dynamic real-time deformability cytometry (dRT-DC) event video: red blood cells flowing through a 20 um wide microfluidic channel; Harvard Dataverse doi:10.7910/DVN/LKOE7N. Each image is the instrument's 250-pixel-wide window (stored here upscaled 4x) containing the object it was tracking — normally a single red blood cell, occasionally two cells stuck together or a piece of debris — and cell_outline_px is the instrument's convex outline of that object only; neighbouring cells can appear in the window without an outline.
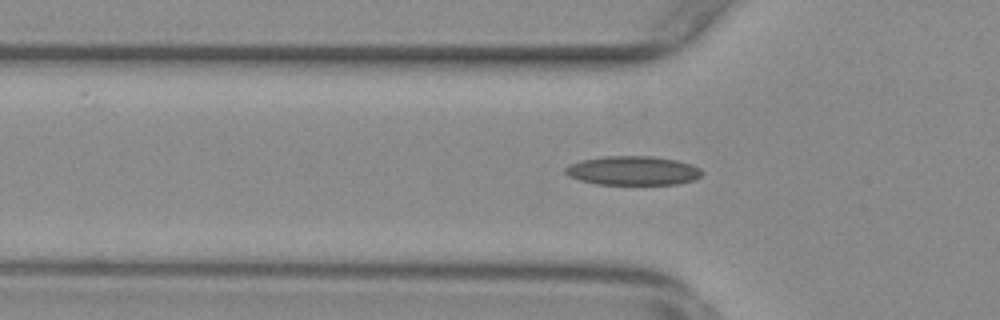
{"species": "common noctule bat (a hibernating species)", "species_latin": "Nyctalus noctula", "temperature_condition": "warm", "stored_images_in_passage": 36, "camera_frame_rate_fps": 3000, "um_per_image_px": 0.085, "animal": {"sex": "female", "body_mass_g": 29.2, "forearm_length_mm": 56.3}, "frame": {"image": 1, "passage_image": 9, "time_ms": 2.667, "image_size_px": [1000, 320], "cell_outline_px": [[704, 172], [696, 180], [676, 184], [596, 184], [580, 180], [568, 176], [564, 172], [564, 168], [568, 164], [580, 160], [604, 156], [652, 156], [676, 160], [692, 164], [700, 168]], "centroid_in_image_um": [53.79, 14.5], "position_along_channel_um": 72.0, "area_um2": 23.35}}
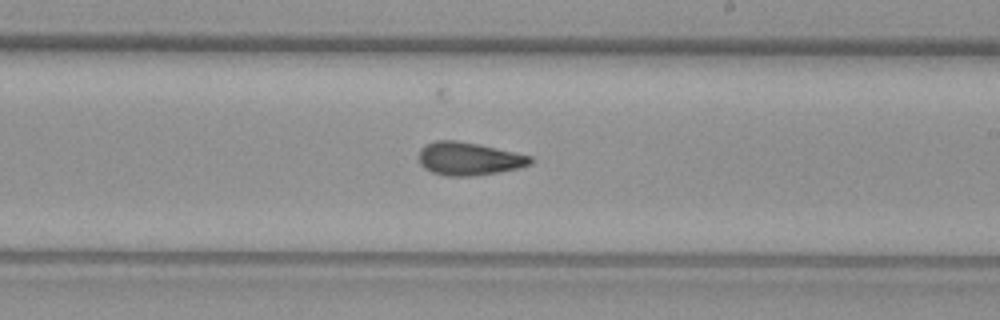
{"frame": {"image": 2, "passage_image": 23, "time_ms": 7.333, "image_size_px": [1000, 320], "cell_outline_px": [[532, 164], [520, 168], [472, 176], [444, 176], [432, 172], [424, 168], [420, 164], [420, 148], [424, 144], [436, 140], [456, 140], [476, 144], [532, 156]], "centroid_in_image_um": [39.83, 13.49], "position_along_channel_um": 249.2, "area_um2": 21.39}}
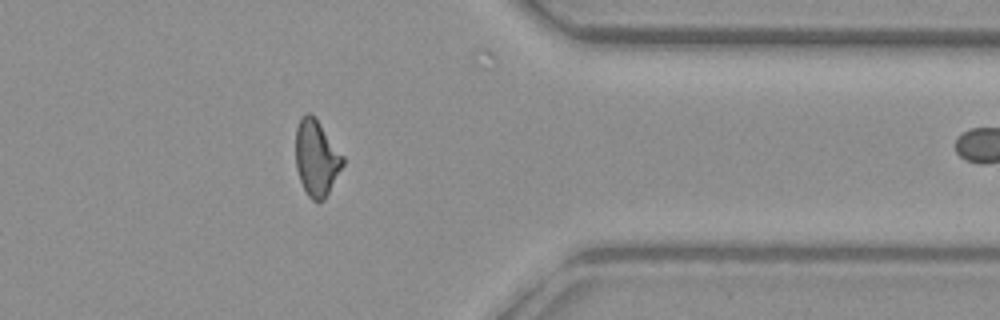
{"frame": {"image": 3, "passage_image": 35, "time_ms": 11.333, "image_size_px": [1000, 320], "cell_outline_px": [[344, 164], [324, 200], [312, 200], [308, 196], [300, 180], [296, 168], [296, 128], [300, 116], [304, 112], [308, 112], [316, 116], [344, 156]], "centroid_in_image_um": [26.9, 13.36], "position_along_channel_um": 384.5, "area_um2": 21.1}}